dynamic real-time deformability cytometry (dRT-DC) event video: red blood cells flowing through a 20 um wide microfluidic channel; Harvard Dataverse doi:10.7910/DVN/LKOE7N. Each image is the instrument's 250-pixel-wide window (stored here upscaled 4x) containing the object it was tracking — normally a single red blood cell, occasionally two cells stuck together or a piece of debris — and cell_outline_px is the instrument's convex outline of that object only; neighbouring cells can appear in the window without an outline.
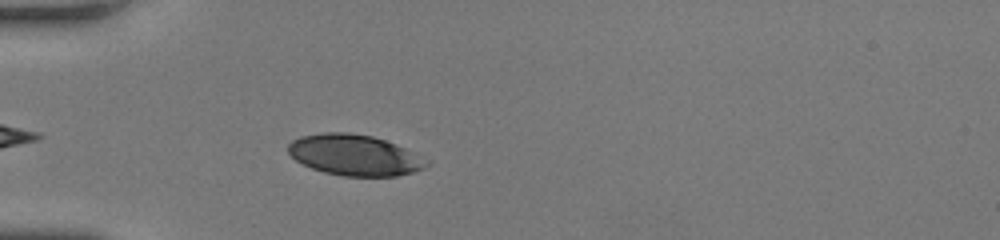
{"species": "human", "species_latin": "Homo sapiens", "temperature_condition": "room temperature", "stored_images_in_passage": 34, "camera_frame_rate_fps": 3000, "um_per_image_px": 0.085, "donor": {"sex": "female"}, "frame": {"image": 1, "passage_image": 4, "time_ms": 1.0, "image_size_px": [1000, 240], "cell_outline_px": [[428, 164], [424, 168], [412, 172], [396, 176], [344, 176], [324, 172], [312, 168], [296, 160], [288, 152], [288, 144], [292, 140], [300, 136], [324, 132], [348, 132], [372, 136], [396, 144], [428, 160]], "centroid_in_image_um": [30.11, 13.17], "position_along_channel_um": 54.9, "area_um2": 32.77}}
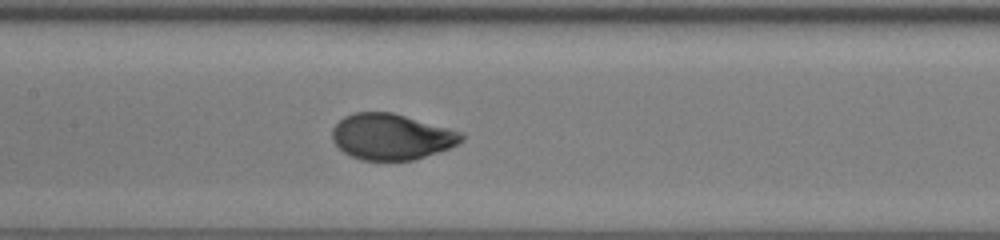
{"frame": {"image": 2, "passage_image": 14, "time_ms": 4.333, "image_size_px": [1000, 240], "cell_outline_px": [[464, 140], [448, 148], [412, 160], [360, 160], [344, 152], [332, 140], [332, 128], [344, 116], [356, 112], [392, 112], [464, 132]], "centroid_in_image_um": [33.27, 11.61], "position_along_channel_um": 174.1, "area_um2": 34.45}}
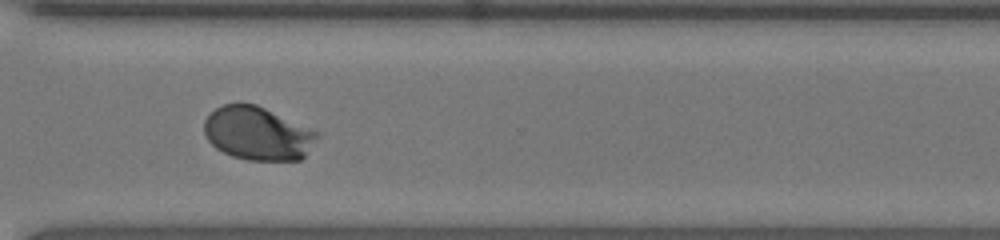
{"frame": {"image": 3, "passage_image": 27, "time_ms": 8.667, "image_size_px": [1000, 240], "cell_outline_px": [[324, 136], [300, 160], [248, 160], [232, 156], [216, 148], [208, 140], [204, 132], [204, 120], [216, 108], [224, 104], [256, 104], [316, 132]], "centroid_in_image_um": [21.92, 11.36], "position_along_channel_um": 348.7, "area_um2": 34.91}, "authors_computed_cell_mechanics": {"area_um2": 34.7089, "velocity_mm_per_s": 4.0178, "shape_relaxation_time_tau1_ms": 3.1144, "shape_relaxation_time_tau2_ms": null, "deformation_change_tau1": 0.1644, "deformation_change_tau2": null}}